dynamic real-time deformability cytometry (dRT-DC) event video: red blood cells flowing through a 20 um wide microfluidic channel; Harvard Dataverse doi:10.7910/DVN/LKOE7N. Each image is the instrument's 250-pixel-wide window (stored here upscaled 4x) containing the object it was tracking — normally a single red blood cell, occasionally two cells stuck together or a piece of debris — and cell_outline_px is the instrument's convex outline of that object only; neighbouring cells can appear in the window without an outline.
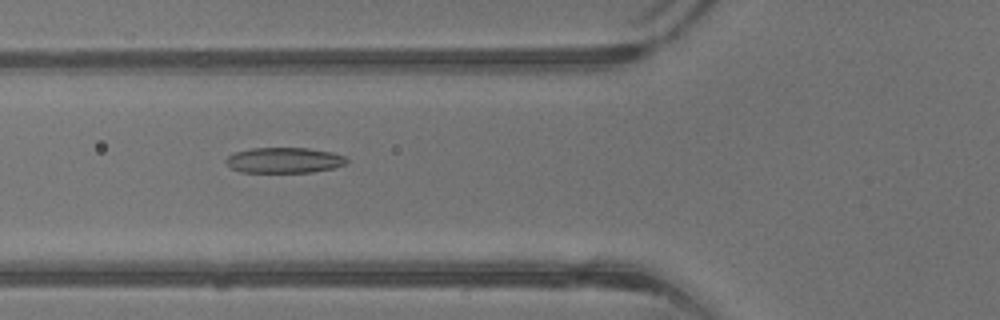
{"species": "common noctule bat (a hibernating species)", "species_latin": "Nyctalus noctula", "temperature_condition": "warm", "stored_images_in_passage": 37, "camera_frame_rate_fps": 3000, "um_per_image_px": 0.085, "animal": {"sex": "male", "body_mass_g": 13.3}, "frame": {"image": 1, "passage_image": 11, "time_ms": 3.333, "image_size_px": [1000, 320], "cell_outline_px": [[348, 160], [344, 164], [332, 168], [312, 172], [240, 172], [232, 168], [224, 160], [228, 156], [236, 152], [252, 148], [308, 148], [332, 152], [344, 156]], "centroid_in_image_um": [24.15, 13.62], "position_along_channel_um": 101.7, "area_um2": 17.8}}
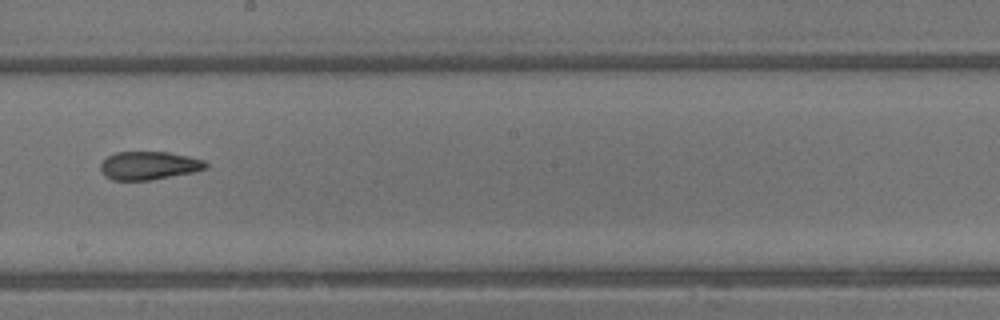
{"frame": {"image": 2, "passage_image": 19, "time_ms": 6.0, "image_size_px": [1000, 320], "cell_outline_px": [[208, 168], [196, 172], [148, 180], [112, 180], [104, 176], [100, 168], [100, 164], [108, 156], [116, 152], [168, 152], [188, 156], [204, 160], [208, 164]], "centroid_in_image_um": [12.68, 14.07], "position_along_channel_um": 235.5, "area_um2": 17.4}}
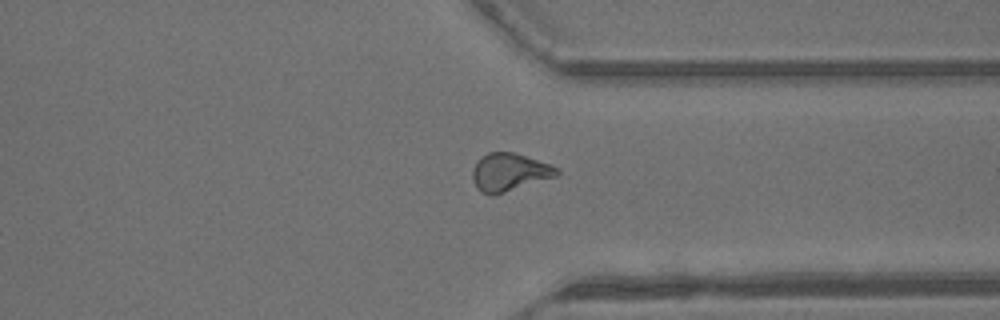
{"frame": {"image": 3, "passage_image": 27, "time_ms": 8.667, "image_size_px": [1000, 320], "cell_outline_px": [[560, 172], [556, 176], [492, 196], [488, 196], [480, 192], [476, 188], [472, 180], [472, 168], [480, 156], [488, 152], [512, 152], [560, 168]], "centroid_in_image_um": [43.23, 14.65], "position_along_channel_um": 368.2, "area_um2": 18.61}}